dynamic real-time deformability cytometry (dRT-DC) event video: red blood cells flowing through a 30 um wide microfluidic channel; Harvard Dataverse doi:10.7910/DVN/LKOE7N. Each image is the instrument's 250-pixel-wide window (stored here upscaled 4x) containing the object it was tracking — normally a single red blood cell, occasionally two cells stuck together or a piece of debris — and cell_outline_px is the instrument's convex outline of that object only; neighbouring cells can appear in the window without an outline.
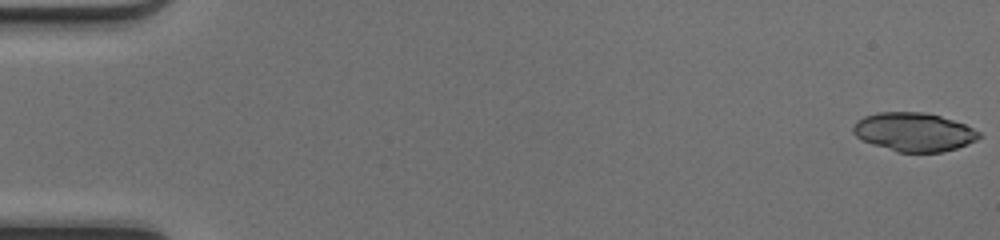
{"species": "common noctule bat (a hibernating species)", "species_latin": "Nyctalus noctula", "temperature_condition": "cold", "stored_images_in_passage": 49, "camera_frame_rate_fps": 3000, "um_per_image_px": 0.085, "animal": {"sex": "female", "body_mass_g": 17.0, "forearm_length_mm": 48.0}, "frame": {"image": 1, "passage_image": 1, "time_ms": 0.0, "image_size_px": [1000, 240], "cell_outline_px": [[984, 136], [968, 144], [956, 148], [940, 152], [896, 152], [872, 144], [856, 136], [852, 132], [852, 128], [856, 120], [864, 116], [876, 112], [924, 112], [940, 116], [964, 124], [980, 132]], "centroid_in_image_um": [77.67, 11.22], "position_along_channel_um": 7.3, "area_um2": 28.44}}
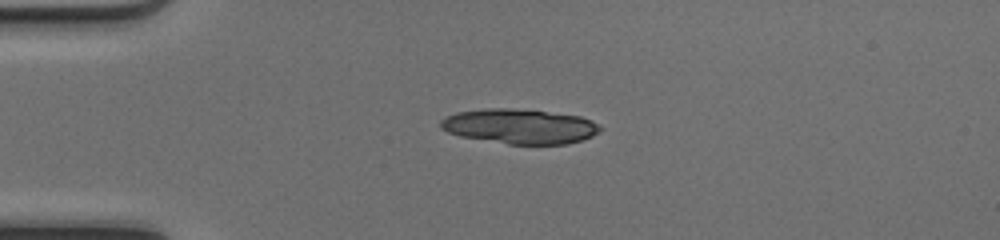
{"frame": {"image": 2, "passage_image": 13, "time_ms": 4.0, "image_size_px": [1000, 240], "cell_outline_px": [[604, 128], [600, 132], [592, 136], [568, 144], [508, 144], [460, 136], [448, 132], [440, 128], [440, 120], [456, 112], [488, 108], [508, 108], [580, 116]], "centroid_in_image_um": [44.15, 10.75], "position_along_channel_um": 40.8, "area_um2": 32.02}}